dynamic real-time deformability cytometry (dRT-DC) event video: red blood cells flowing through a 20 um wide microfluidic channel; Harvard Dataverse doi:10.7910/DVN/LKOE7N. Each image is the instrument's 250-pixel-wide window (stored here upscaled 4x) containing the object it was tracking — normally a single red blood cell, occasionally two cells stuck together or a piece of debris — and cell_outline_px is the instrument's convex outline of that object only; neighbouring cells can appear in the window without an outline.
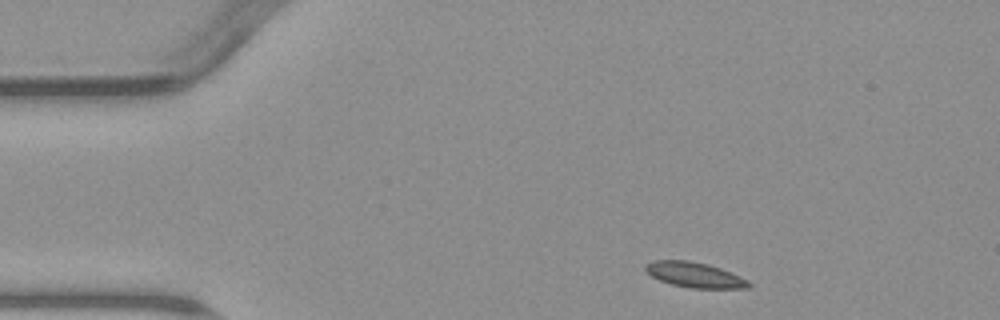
{"species": "common noctule bat (a hibernating species)", "species_latin": "Nyctalus noctula", "temperature_condition": "warm", "stored_images_in_passage": 3, "camera_frame_rate_fps": 3000, "um_per_image_px": 0.085, "animal": {"sex": "male", "body_mass_g": 23.1, "forearm_length_mm": 52.7}, "frame": {"image": 1, "passage_image": 1, "time_ms": 0.0, "image_size_px": [1000, 320], "cell_outline_px": [[752, 284], [748, 288], [692, 288], [672, 284], [660, 280], [644, 272], [644, 264], [652, 260], [688, 260], [708, 264], [720, 268], [740, 276], [748, 280]], "centroid_in_image_um": [59.01, 23.35], "position_along_channel_um": 26.0, "area_um2": 15.26}}